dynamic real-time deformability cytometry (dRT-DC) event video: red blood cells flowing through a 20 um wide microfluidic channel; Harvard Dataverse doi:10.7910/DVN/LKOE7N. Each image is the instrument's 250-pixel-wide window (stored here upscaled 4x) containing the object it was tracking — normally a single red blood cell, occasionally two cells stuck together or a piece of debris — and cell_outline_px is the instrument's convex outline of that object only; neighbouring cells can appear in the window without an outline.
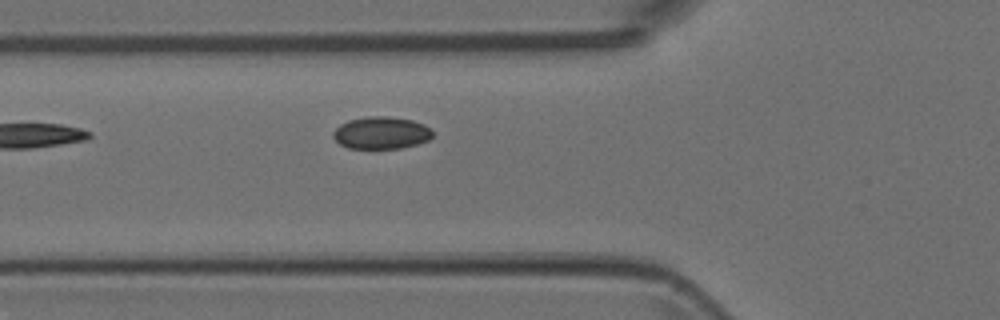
{"species": "Egyptian fruit bat (a non-hibernating species)", "species_latin": "Rousettus aegyptiacus", "temperature_condition": "room temperature", "stored_images_in_passage": 2, "camera_frame_rate_fps": 3000, "um_per_image_px": 0.085, "animal": {"sex": "female"}, "frame": {"image": 1, "passage_image": 2, "time_ms": 0.333, "image_size_px": [1000, 320], "cell_outline_px": [[432, 136], [428, 140], [416, 144], [400, 148], [348, 148], [340, 144], [332, 136], [332, 132], [340, 124], [348, 120], [368, 116], [384, 116], [412, 120], [424, 124], [432, 132]], "centroid_in_image_um": [32.37, 11.29], "position_along_channel_um": 93.4, "area_um2": 18.55}}